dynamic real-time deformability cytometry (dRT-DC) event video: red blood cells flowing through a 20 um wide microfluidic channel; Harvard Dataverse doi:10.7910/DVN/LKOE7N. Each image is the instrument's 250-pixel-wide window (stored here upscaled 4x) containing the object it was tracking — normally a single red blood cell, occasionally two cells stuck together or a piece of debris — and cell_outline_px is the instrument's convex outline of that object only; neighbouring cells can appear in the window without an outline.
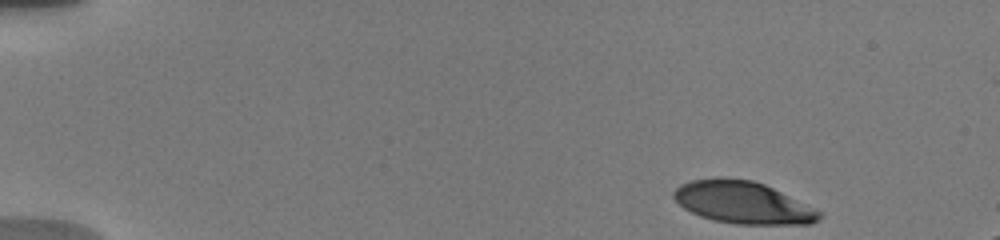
{"species": "human", "species_latin": "Homo sapiens", "temperature_condition": "warm", "stored_images_in_passage": 70, "camera_frame_rate_fps": 3000, "um_per_image_px": 0.085, "donor": {"sex": "male"}, "frame": {"image": 1, "passage_image": 1, "time_ms": 0.0, "image_size_px": [1000, 240], "cell_outline_px": [[824, 216], [820, 220], [812, 224], [736, 224], [716, 220], [700, 216], [684, 208], [672, 196], [672, 192], [680, 184], [692, 180], [716, 176], [724, 176], [752, 180], [764, 184], [820, 212]], "centroid_in_image_um": [63.1, 17.2], "position_along_channel_um": 21.9, "area_um2": 35.66}}
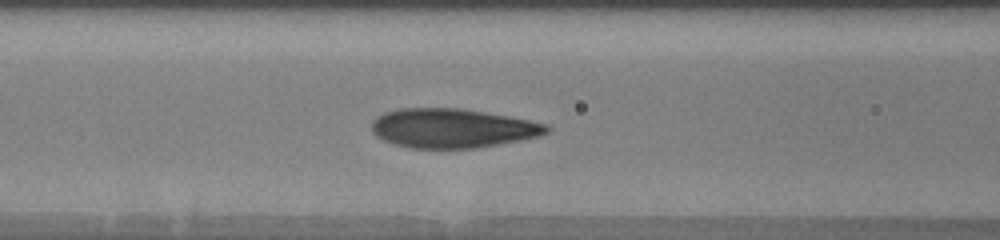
{"frame": {"image": 2, "passage_image": 35, "time_ms": 6.0, "image_size_px": [1000, 240], "cell_outline_px": [[552, 128], [548, 132], [540, 136], [520, 140], [476, 148], [408, 148], [392, 144], [376, 136], [372, 132], [372, 120], [376, 116], [384, 112], [396, 108], [460, 108], [508, 116], [548, 124]], "centroid_in_image_um": [38.43, 10.89], "position_along_channel_um": 128.2, "area_um2": 40.23}}
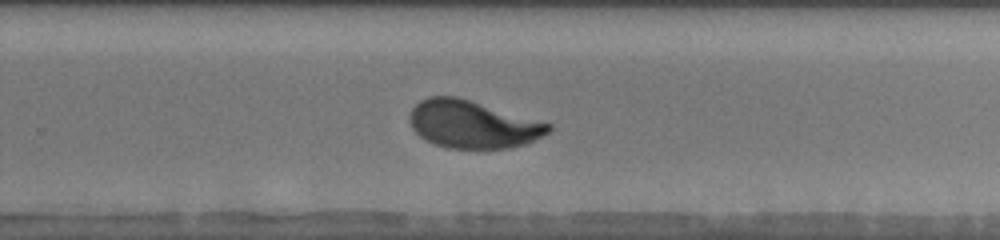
{"frame": {"image": 3, "passage_image": 51, "time_ms": 10.333, "image_size_px": [1000, 240], "cell_outline_px": [[552, 128], [548, 132], [524, 144], [508, 148], [448, 148], [432, 144], [424, 140], [412, 128], [408, 120], [408, 116], [412, 108], [420, 100], [428, 96], [456, 96], [552, 124]], "centroid_in_image_um": [40.11, 10.56], "position_along_channel_um": 289.7, "area_um2": 38.38}, "authors_computed_cell_mechanics": {"area_um2": 38.4081, "velocity_mm_per_s": 3.7304, "shape_relaxation_time_tau1_ms": 3.6502, "shape_relaxation_time_tau2_ms": null, "deformation_change_tau1": 0.1811, "deformation_change_tau2": null}}